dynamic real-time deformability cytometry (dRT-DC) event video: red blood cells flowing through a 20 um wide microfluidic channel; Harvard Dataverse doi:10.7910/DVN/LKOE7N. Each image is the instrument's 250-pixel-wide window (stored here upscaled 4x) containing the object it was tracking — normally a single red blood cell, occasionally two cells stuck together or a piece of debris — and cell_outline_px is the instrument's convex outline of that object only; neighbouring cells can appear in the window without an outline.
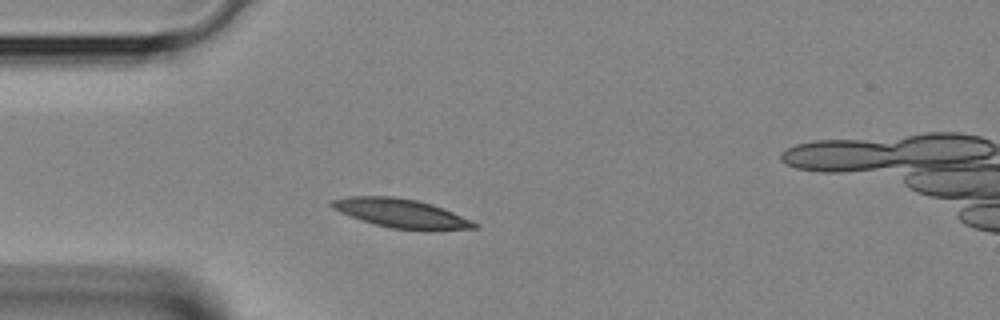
{"species": "Egyptian fruit bat (a non-hibernating species)", "species_latin": "Rousettus aegyptiacus", "temperature_condition": "room temperature", "stored_images_in_passage": 2, "camera_frame_rate_fps": 3000, "um_per_image_px": 0.085, "animal": {"sex": "female"}, "frame": {"image": 1, "passage_image": 1, "time_ms": 0.0, "image_size_px": [1000, 320], "cell_outline_px": [[480, 224], [476, 228], [392, 228], [376, 224], [340, 212], [332, 208], [328, 204], [332, 200], [348, 196], [392, 196], [416, 200], [432, 204], [444, 208], [472, 220]], "centroid_in_image_um": [34.05, 18.08], "position_along_channel_um": 51.0, "area_um2": 23.12}}